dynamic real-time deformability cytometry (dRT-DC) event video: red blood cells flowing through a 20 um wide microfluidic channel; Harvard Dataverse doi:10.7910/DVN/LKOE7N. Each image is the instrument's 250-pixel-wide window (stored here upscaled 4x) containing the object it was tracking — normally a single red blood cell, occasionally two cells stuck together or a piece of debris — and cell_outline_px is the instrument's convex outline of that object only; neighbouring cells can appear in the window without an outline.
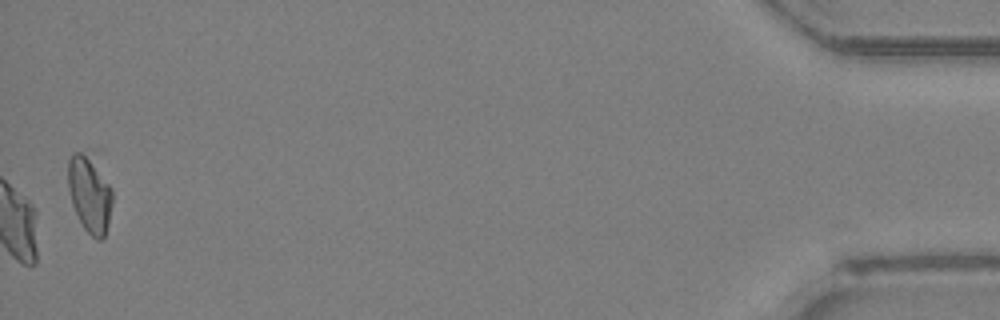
{"species": "Egyptian fruit bat (a non-hibernating species)", "species_latin": "Rousettus aegyptiacus", "temperature_condition": "room temperature", "stored_images_in_passage": 32, "camera_frame_rate_fps": 3000, "um_per_image_px": 0.085, "animal": {"sex": "female"}, "frame": {"image": 1, "passage_image": 32, "time_ms": 10.333, "image_size_px": [1000, 320], "cell_outline_px": [[112, 204], [108, 224], [104, 236], [100, 240], [96, 240], [84, 228], [72, 204], [68, 188], [68, 160], [72, 152], [80, 152], [88, 160], [112, 188]], "centroid_in_image_um": [7.6, 16.59], "position_along_channel_um": 427.6, "area_um2": 18.84}, "authors_computed_cell_mechanics": {"area_um2": 20.4901, "velocity_mm_per_s": 4.3579, "shape_relaxation_time_tau1_ms": 6.1436, "shape_relaxation_time_tau2_ms": 1.0181, "deformation_change_tau1": 0.1804, "deformation_change_tau2": 0.0303}}